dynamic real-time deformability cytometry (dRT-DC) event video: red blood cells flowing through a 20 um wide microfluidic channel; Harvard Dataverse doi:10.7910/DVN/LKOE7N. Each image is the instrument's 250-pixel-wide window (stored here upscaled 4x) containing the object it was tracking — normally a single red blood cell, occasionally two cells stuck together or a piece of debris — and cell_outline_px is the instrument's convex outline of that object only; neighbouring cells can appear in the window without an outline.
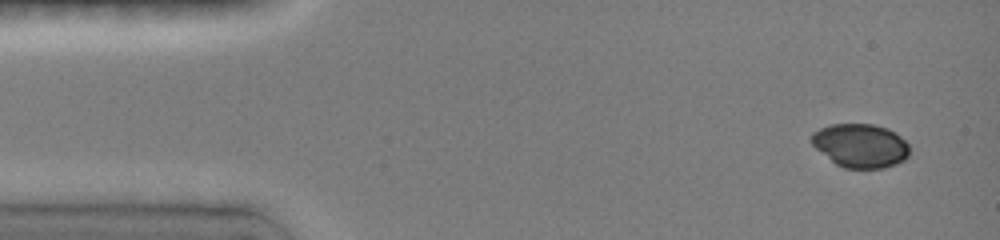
{"species": "common noctule bat (a hibernating species)", "species_latin": "Nyctalus noctula", "temperature_condition": "room temperature", "stored_images_in_passage": 6, "camera_frame_rate_fps": 3000, "um_per_image_px": 0.085, "animal": {"sex": "female", "body_mass_g": 19.0, "forearm_length_mm": 51.5}, "frame": {"image": 1, "passage_image": 1, "time_ms": 0.0, "image_size_px": [1000, 240], "cell_outline_px": [[908, 156], [904, 160], [896, 164], [884, 168], [844, 168], [836, 164], [816, 148], [812, 144], [812, 132], [828, 124], [872, 124], [888, 128], [896, 132], [908, 144]], "centroid_in_image_um": [73.14, 12.37], "position_along_channel_um": 11.9, "area_um2": 24.97}}
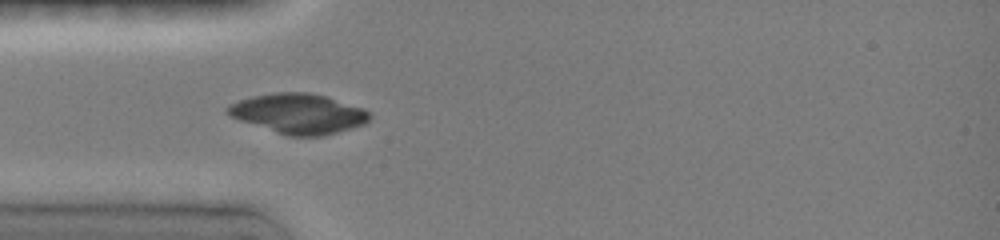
{"frame": {"image": 2, "passage_image": 5, "time_ms": 3.667, "image_size_px": [1000, 240], "cell_outline_px": [[372, 116], [364, 124], [352, 128], [324, 136], [288, 136], [228, 116], [224, 112], [224, 108], [228, 104], [240, 100], [256, 96], [276, 92], [308, 92], [324, 96], [364, 108], [372, 112]], "centroid_in_image_um": [25.37, 9.66], "position_along_channel_um": 59.6, "area_um2": 33.06}}